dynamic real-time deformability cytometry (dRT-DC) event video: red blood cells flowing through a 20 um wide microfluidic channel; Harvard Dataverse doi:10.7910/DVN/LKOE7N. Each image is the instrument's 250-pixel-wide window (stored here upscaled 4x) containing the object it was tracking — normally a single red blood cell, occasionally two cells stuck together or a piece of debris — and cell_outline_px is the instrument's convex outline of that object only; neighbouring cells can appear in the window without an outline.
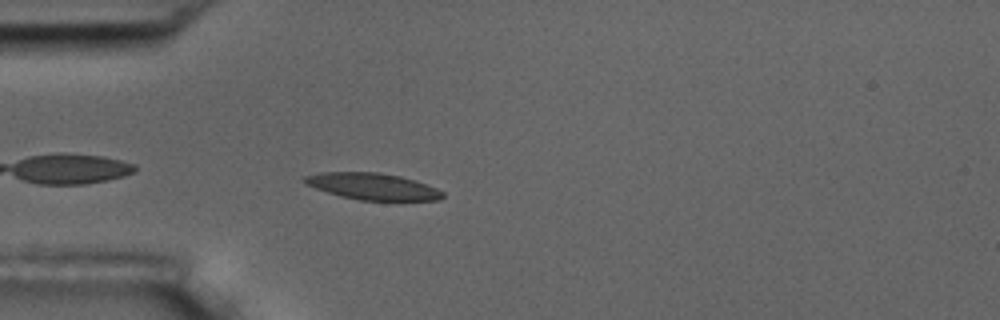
{"species": "common noctule bat (a hibernating species)", "species_latin": "Nyctalus noctula", "temperature_condition": "room temperature", "stored_images_in_passage": 5, "camera_frame_rate_fps": 3000, "um_per_image_px": 0.085, "animal": {"sex": "male", "body_mass_g": 17.5, "forearm_length_mm": 52.3}, "frame": {"image": 1, "passage_image": 5, "time_ms": 5.333, "image_size_px": [1000, 320], "cell_outline_px": [[444, 196], [440, 200], [360, 200], [340, 196], [316, 188], [300, 180], [304, 176], [320, 172], [380, 172], [400, 176], [436, 188], [444, 192]], "centroid_in_image_um": [31.65, 15.84], "position_along_channel_um": 53.4, "area_um2": 21.21}}